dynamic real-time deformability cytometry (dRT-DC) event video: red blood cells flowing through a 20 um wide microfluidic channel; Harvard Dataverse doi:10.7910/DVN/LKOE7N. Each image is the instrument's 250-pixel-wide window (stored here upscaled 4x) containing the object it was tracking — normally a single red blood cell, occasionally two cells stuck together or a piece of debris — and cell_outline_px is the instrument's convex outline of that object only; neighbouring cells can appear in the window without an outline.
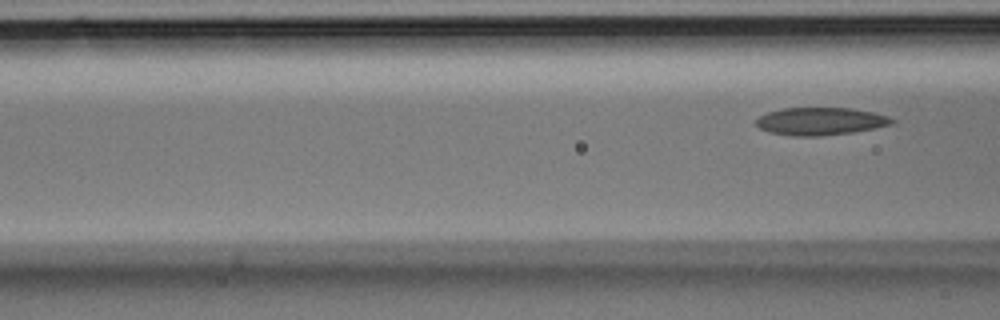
{"species": "Egyptian fruit bat (a non-hibernating species)", "species_latin": "Rousettus aegyptiacus", "temperature_condition": "room temperature", "stored_images_in_passage": 5, "camera_frame_rate_fps": 3000, "um_per_image_px": 0.085, "animal": {"sex": "male"}, "frame": {"image": 1, "passage_image": 5, "time_ms": 1.333, "image_size_px": [1000, 320], "cell_outline_px": [[896, 120], [892, 124], [852, 132], [820, 136], [792, 136], [772, 132], [760, 128], [756, 124], [756, 120], [760, 116], [768, 112], [784, 108], [852, 108], [872, 112], [888, 116]], "centroid_in_image_um": [69.75, 10.3], "position_along_channel_um": 96.9, "area_um2": 21.62}}